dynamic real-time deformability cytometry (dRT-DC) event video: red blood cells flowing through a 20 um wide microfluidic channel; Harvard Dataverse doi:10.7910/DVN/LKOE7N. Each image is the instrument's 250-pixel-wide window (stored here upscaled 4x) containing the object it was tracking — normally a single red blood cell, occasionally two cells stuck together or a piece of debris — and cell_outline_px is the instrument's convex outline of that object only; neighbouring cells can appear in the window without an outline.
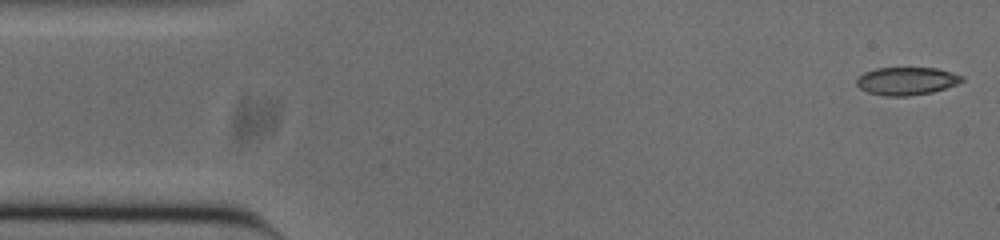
{"species": "common noctule bat (a hibernating species)", "species_latin": "Nyctalus noctula", "temperature_condition": "cold", "stored_images_in_passage": 52, "camera_frame_rate_fps": 3000, "um_per_image_px": 0.085, "animal": {"sex": "male", "body_mass_g": 20.0, "forearm_length_mm": 53.3}, "frame": {"image": 1, "passage_image": 1, "time_ms": 0.0, "image_size_px": [1000, 240], "cell_outline_px": [[964, 80], [956, 84], [932, 92], [908, 96], [888, 96], [868, 92], [860, 88], [856, 84], [856, 80], [864, 72], [876, 68], [936, 68], [952, 72], [964, 76]], "centroid_in_image_um": [77.06, 6.88], "position_along_channel_um": 7.9, "area_um2": 16.99}}
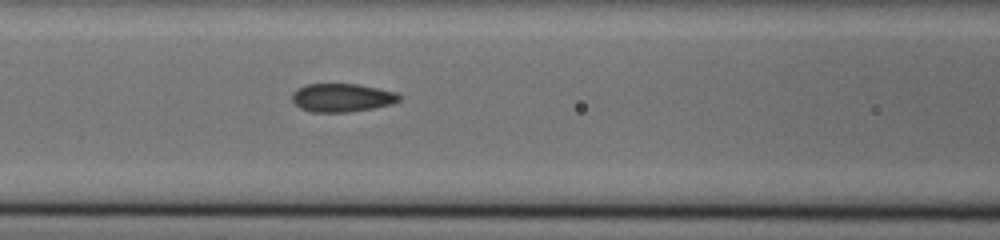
{"frame": {"image": 2, "passage_image": 20, "time_ms": 6.333, "image_size_px": [1000, 240], "cell_outline_px": [[400, 100], [392, 104], [372, 108], [348, 112], [312, 112], [300, 108], [292, 100], [292, 92], [308, 84], [360, 84], [396, 92], [400, 96]], "centroid_in_image_um": [29.08, 8.3], "position_along_channel_um": 137.5, "area_um2": 17.63}}
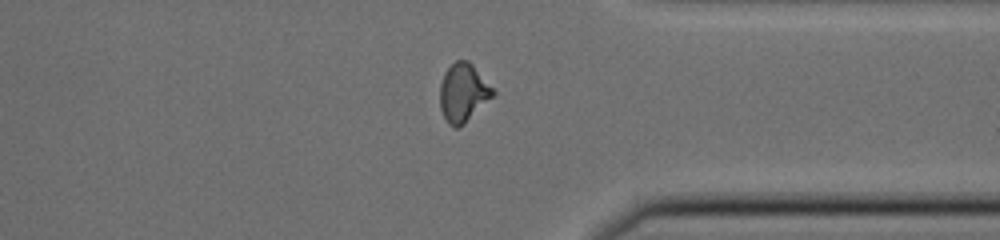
{"frame": {"image": 3, "passage_image": 39, "time_ms": 12.667, "image_size_px": [1000, 240], "cell_outline_px": [[496, 96], [460, 128], [452, 128], [448, 124], [440, 108], [440, 84], [444, 72], [456, 60], [468, 60], [472, 64], [496, 92]], "centroid_in_image_um": [39.39, 7.92], "position_along_channel_um": 372.0, "area_um2": 18.38}, "authors_computed_cell_mechanics": {"area_um2": 17.629, "velocity_mm_per_s": 3.8188, "shape_relaxation_time_tau1_ms": null, "shape_relaxation_time_tau2_ms": 1.1125, "deformation_change_tau1": null, "deformation_change_tau2": 0.0728}}